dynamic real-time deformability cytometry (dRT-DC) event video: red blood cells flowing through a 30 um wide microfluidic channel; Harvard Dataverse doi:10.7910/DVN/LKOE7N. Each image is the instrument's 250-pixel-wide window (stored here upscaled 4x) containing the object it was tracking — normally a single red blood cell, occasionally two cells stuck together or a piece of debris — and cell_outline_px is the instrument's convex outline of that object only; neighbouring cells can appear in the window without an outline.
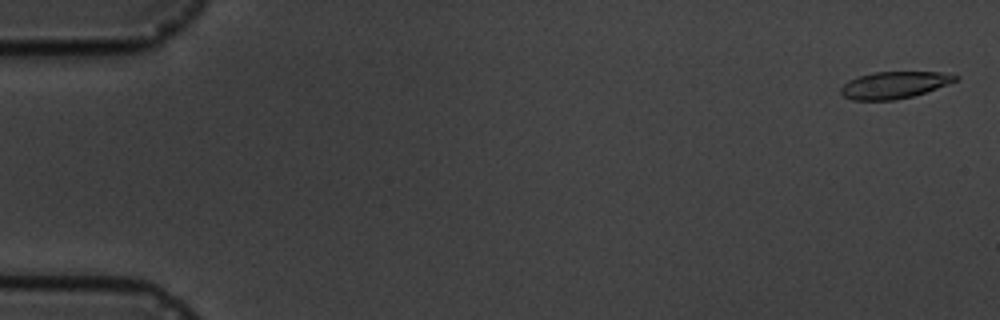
{"species": "common noctule bat (a hibernating species)", "species_latin": "Nyctalus noctula", "temperature_condition": "cold", "stored_images_in_passage": 6, "camera_frame_rate_fps": 3000, "um_per_image_px": 0.085, "animal": {"sex": "male", "body_mass_g": 19.5, "forearm_length_mm": 54.6}, "frame": {"image": 1, "passage_image": 6, "time_ms": 6.667, "image_size_px": [1000, 320], "cell_outline_px": [[960, 80], [912, 96], [896, 100], [852, 100], [844, 96], [840, 92], [840, 88], [848, 80], [856, 76], [872, 72], [940, 72], [960, 76]], "centroid_in_image_um": [75.99, 7.22], "position_along_channel_um": 9.0, "area_um2": 18.03}}